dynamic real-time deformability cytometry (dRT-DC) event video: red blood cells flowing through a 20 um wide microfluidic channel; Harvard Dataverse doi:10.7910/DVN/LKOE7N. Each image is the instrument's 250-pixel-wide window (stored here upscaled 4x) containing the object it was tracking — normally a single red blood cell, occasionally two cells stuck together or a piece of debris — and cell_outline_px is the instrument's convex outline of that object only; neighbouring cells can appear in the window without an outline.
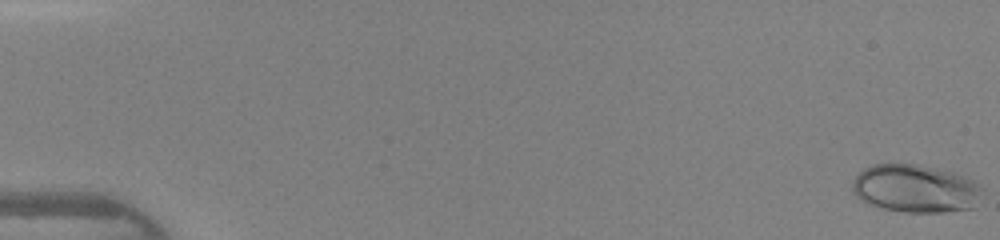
{"species": "human", "species_latin": "Homo sapiens", "temperature_condition": "warm", "stored_images_in_passage": 47, "camera_frame_rate_fps": 3000, "um_per_image_px": 0.085, "donor": {"sex": "female"}, "frame": {"image": 1, "passage_image": 1, "time_ms": 0.0, "image_size_px": [1000, 240], "cell_outline_px": [[984, 188], [972, 208], [944, 212], [904, 212], [884, 208], [872, 204], [856, 196], [852, 192], [852, 180], [864, 168], [872, 164], [916, 164], [952, 172], [972, 180], [980, 184]], "centroid_in_image_um": [77.8, 16.02], "position_along_channel_um": 7.2, "area_um2": 36.01}}
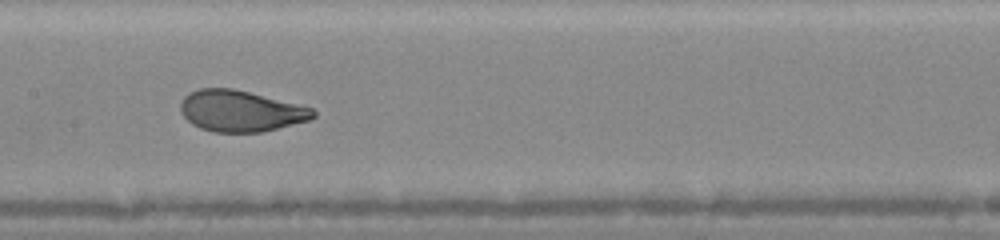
{"frame": {"image": 2, "passage_image": 25, "time_ms": 8.0, "image_size_px": [1000, 240], "cell_outline_px": [[316, 116], [308, 120], [264, 132], [212, 132], [200, 128], [192, 124], [180, 112], [180, 104], [184, 96], [188, 92], [200, 88], [232, 88], [312, 108], [316, 112]], "centroid_in_image_um": [20.41, 9.44], "position_along_channel_um": 187.0, "area_um2": 31.67}}
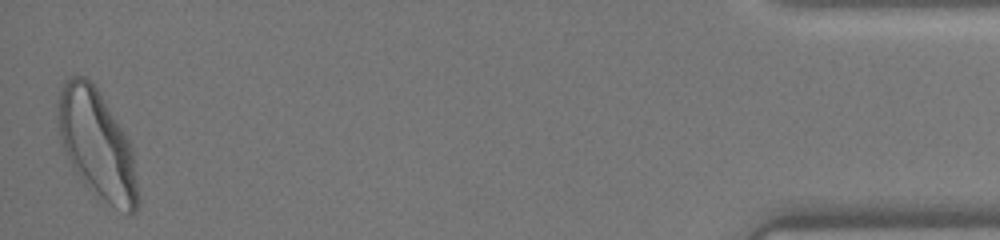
{"frame": {"image": 3, "passage_image": 47, "time_ms": 15.333, "image_size_px": [1000, 240], "cell_outline_px": [[136, 212], [128, 212], [112, 204], [100, 196], [84, 184], [80, 180], [60, 144], [56, 116], [56, 104], [64, 80], [68, 76], [76, 72], [84, 76], [96, 88], [124, 132], [132, 148], [136, 184]], "centroid_in_image_um": [8.14, 12.15], "position_along_channel_um": 427.1, "area_um2": 49.65}, "authors_computed_cell_mechanics": {"area_um2": 32.657, "velocity_mm_per_s": 4.3511, "shape_relaxation_time_tau1_ms": 2.6563, "shape_relaxation_time_tau2_ms": null, "deformation_change_tau1": 0.1433, "deformation_change_tau2": null}}